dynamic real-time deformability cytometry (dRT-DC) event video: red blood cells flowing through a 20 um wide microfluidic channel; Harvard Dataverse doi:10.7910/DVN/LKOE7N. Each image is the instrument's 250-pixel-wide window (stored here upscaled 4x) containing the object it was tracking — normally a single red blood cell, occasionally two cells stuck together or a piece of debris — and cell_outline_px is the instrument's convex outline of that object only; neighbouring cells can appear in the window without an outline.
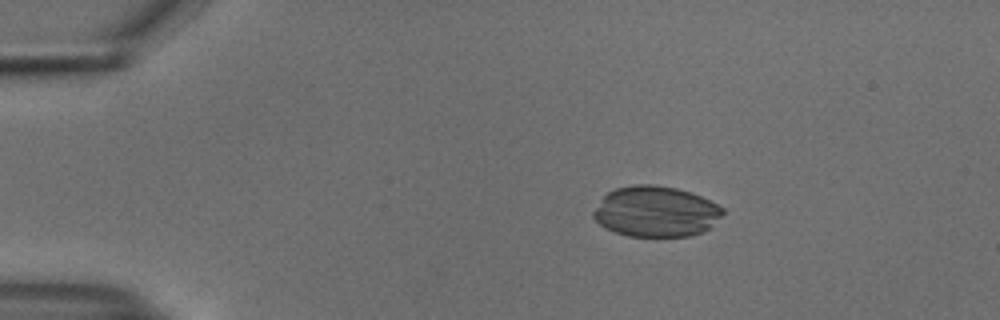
{"species": "common noctule bat (a hibernating species)", "species_latin": "Nyctalus noctula", "temperature_condition": "cold", "stored_images_in_passage": 54, "camera_frame_rate_fps": 3000, "um_per_image_px": 0.085, "animal": {"sex": "male", "body_mass_g": 18.8}, "frame": {"image": 1, "passage_image": 10, "time_ms": 3.0, "image_size_px": [1000, 320], "cell_outline_px": [[724, 212], [704, 232], [688, 236], [628, 236], [604, 228], [592, 216], [592, 212], [604, 196], [608, 192], [616, 188], [636, 184], [652, 184], [676, 188], [692, 192], [724, 208]], "centroid_in_image_um": [55.72, 17.98], "position_along_channel_um": 29.3, "area_um2": 38.03}}
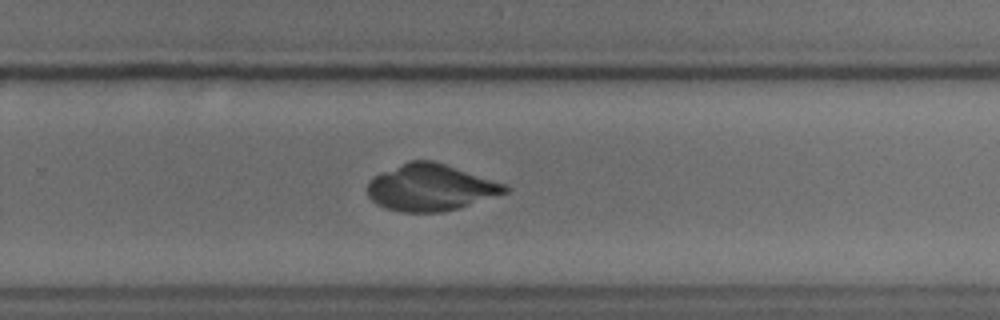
{"frame": {"image": 2, "passage_image": 36, "time_ms": 11.667, "image_size_px": [1000, 320], "cell_outline_px": [[512, 188], [508, 192], [444, 212], [400, 212], [384, 208], [376, 204], [368, 196], [368, 180], [372, 176], [408, 160], [432, 160], [504, 184]], "centroid_in_image_um": [36.53, 15.94], "position_along_channel_um": 293.3, "area_um2": 37.22}}
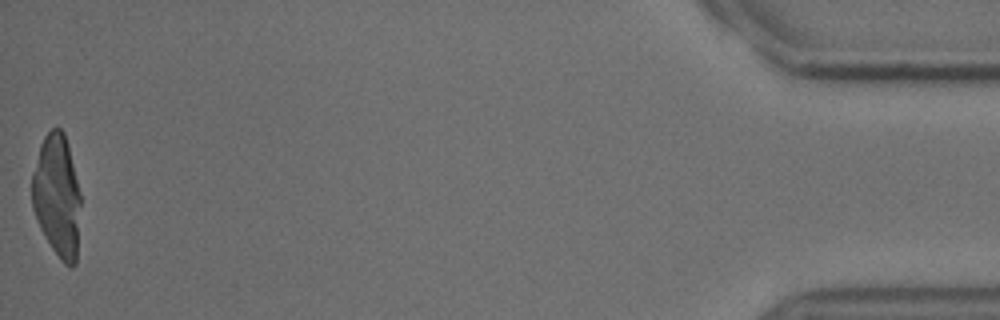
{"frame": {"image": 3, "passage_image": 54, "time_ms": 17.667, "image_size_px": [1000, 320], "cell_outline_px": [[80, 204], [76, 264], [72, 268], [68, 268], [60, 260], [44, 236], [36, 220], [32, 208], [32, 172], [40, 144], [44, 136], [52, 128], [60, 128], [64, 132], [80, 192]], "centroid_in_image_um": [4.83, 16.69], "position_along_channel_um": 430.4, "area_um2": 34.8}}